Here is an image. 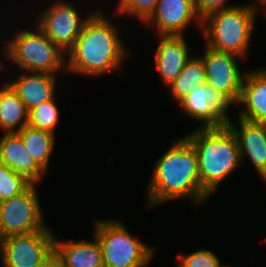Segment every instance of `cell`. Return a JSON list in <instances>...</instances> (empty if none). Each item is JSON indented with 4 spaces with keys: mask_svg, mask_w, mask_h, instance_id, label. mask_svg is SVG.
Wrapping results in <instances>:
<instances>
[{
    "mask_svg": "<svg viewBox=\"0 0 266 267\" xmlns=\"http://www.w3.org/2000/svg\"><path fill=\"white\" fill-rule=\"evenodd\" d=\"M152 171L147 206L184 197L199 206L210 197L200 185L197 152L185 137L158 158Z\"/></svg>",
    "mask_w": 266,
    "mask_h": 267,
    "instance_id": "obj_1",
    "label": "cell"
},
{
    "mask_svg": "<svg viewBox=\"0 0 266 267\" xmlns=\"http://www.w3.org/2000/svg\"><path fill=\"white\" fill-rule=\"evenodd\" d=\"M101 11L93 12L83 25L74 46L66 53V70L83 76H101L119 71L126 47L112 24Z\"/></svg>",
    "mask_w": 266,
    "mask_h": 267,
    "instance_id": "obj_2",
    "label": "cell"
},
{
    "mask_svg": "<svg viewBox=\"0 0 266 267\" xmlns=\"http://www.w3.org/2000/svg\"><path fill=\"white\" fill-rule=\"evenodd\" d=\"M198 155L201 188L210 196L241 164L237 138L228 127H199L185 136Z\"/></svg>",
    "mask_w": 266,
    "mask_h": 267,
    "instance_id": "obj_3",
    "label": "cell"
},
{
    "mask_svg": "<svg viewBox=\"0 0 266 267\" xmlns=\"http://www.w3.org/2000/svg\"><path fill=\"white\" fill-rule=\"evenodd\" d=\"M254 4V5H253ZM236 5L217 10L202 19L205 45L244 58L247 55L258 4Z\"/></svg>",
    "mask_w": 266,
    "mask_h": 267,
    "instance_id": "obj_4",
    "label": "cell"
},
{
    "mask_svg": "<svg viewBox=\"0 0 266 267\" xmlns=\"http://www.w3.org/2000/svg\"><path fill=\"white\" fill-rule=\"evenodd\" d=\"M5 56L21 70L56 74L66 69V53L54 44L37 26L36 32L20 30L9 40Z\"/></svg>",
    "mask_w": 266,
    "mask_h": 267,
    "instance_id": "obj_5",
    "label": "cell"
},
{
    "mask_svg": "<svg viewBox=\"0 0 266 267\" xmlns=\"http://www.w3.org/2000/svg\"><path fill=\"white\" fill-rule=\"evenodd\" d=\"M104 267H147L155 249L135 239L119 220L97 221Z\"/></svg>",
    "mask_w": 266,
    "mask_h": 267,
    "instance_id": "obj_6",
    "label": "cell"
},
{
    "mask_svg": "<svg viewBox=\"0 0 266 267\" xmlns=\"http://www.w3.org/2000/svg\"><path fill=\"white\" fill-rule=\"evenodd\" d=\"M37 183H31L18 195L0 202V239L42 230L43 222Z\"/></svg>",
    "mask_w": 266,
    "mask_h": 267,
    "instance_id": "obj_7",
    "label": "cell"
},
{
    "mask_svg": "<svg viewBox=\"0 0 266 267\" xmlns=\"http://www.w3.org/2000/svg\"><path fill=\"white\" fill-rule=\"evenodd\" d=\"M54 233L46 226L27 234L0 239L4 267H38L54 249Z\"/></svg>",
    "mask_w": 266,
    "mask_h": 267,
    "instance_id": "obj_8",
    "label": "cell"
},
{
    "mask_svg": "<svg viewBox=\"0 0 266 267\" xmlns=\"http://www.w3.org/2000/svg\"><path fill=\"white\" fill-rule=\"evenodd\" d=\"M38 16V26L45 35L62 51L67 53L75 44L86 19L80 18L74 5L68 2L55 1Z\"/></svg>",
    "mask_w": 266,
    "mask_h": 267,
    "instance_id": "obj_9",
    "label": "cell"
},
{
    "mask_svg": "<svg viewBox=\"0 0 266 267\" xmlns=\"http://www.w3.org/2000/svg\"><path fill=\"white\" fill-rule=\"evenodd\" d=\"M183 110L197 121L200 127H225L231 121L228 109L235 104L227 95L207 83L197 86L178 102Z\"/></svg>",
    "mask_w": 266,
    "mask_h": 267,
    "instance_id": "obj_10",
    "label": "cell"
},
{
    "mask_svg": "<svg viewBox=\"0 0 266 267\" xmlns=\"http://www.w3.org/2000/svg\"><path fill=\"white\" fill-rule=\"evenodd\" d=\"M205 48V54L200 58L205 66L206 83L227 95L237 104L245 75V72L241 73L238 67V55L216 51L208 46Z\"/></svg>",
    "mask_w": 266,
    "mask_h": 267,
    "instance_id": "obj_11",
    "label": "cell"
},
{
    "mask_svg": "<svg viewBox=\"0 0 266 267\" xmlns=\"http://www.w3.org/2000/svg\"><path fill=\"white\" fill-rule=\"evenodd\" d=\"M196 19L202 20L194 7V0H159L150 17L144 22L154 24L158 35H183V30Z\"/></svg>",
    "mask_w": 266,
    "mask_h": 267,
    "instance_id": "obj_12",
    "label": "cell"
},
{
    "mask_svg": "<svg viewBox=\"0 0 266 267\" xmlns=\"http://www.w3.org/2000/svg\"><path fill=\"white\" fill-rule=\"evenodd\" d=\"M238 118L240 129L232 121L227 126L237 138L241 160L243 162L246 155L260 178L266 182V124Z\"/></svg>",
    "mask_w": 266,
    "mask_h": 267,
    "instance_id": "obj_13",
    "label": "cell"
},
{
    "mask_svg": "<svg viewBox=\"0 0 266 267\" xmlns=\"http://www.w3.org/2000/svg\"><path fill=\"white\" fill-rule=\"evenodd\" d=\"M0 163L23 175L31 183L42 179L46 171L25 148L16 132L5 133L0 138Z\"/></svg>",
    "mask_w": 266,
    "mask_h": 267,
    "instance_id": "obj_14",
    "label": "cell"
},
{
    "mask_svg": "<svg viewBox=\"0 0 266 267\" xmlns=\"http://www.w3.org/2000/svg\"><path fill=\"white\" fill-rule=\"evenodd\" d=\"M159 37L155 58L156 67L165 85L169 86L192 56L189 55L184 35H160Z\"/></svg>",
    "mask_w": 266,
    "mask_h": 267,
    "instance_id": "obj_15",
    "label": "cell"
},
{
    "mask_svg": "<svg viewBox=\"0 0 266 267\" xmlns=\"http://www.w3.org/2000/svg\"><path fill=\"white\" fill-rule=\"evenodd\" d=\"M237 104H244L245 110L239 117L247 121L266 124V69L245 72L241 95Z\"/></svg>",
    "mask_w": 266,
    "mask_h": 267,
    "instance_id": "obj_16",
    "label": "cell"
},
{
    "mask_svg": "<svg viewBox=\"0 0 266 267\" xmlns=\"http://www.w3.org/2000/svg\"><path fill=\"white\" fill-rule=\"evenodd\" d=\"M18 76V79L8 82V84L18 94L27 111L55 96L56 75L29 72V74Z\"/></svg>",
    "mask_w": 266,
    "mask_h": 267,
    "instance_id": "obj_17",
    "label": "cell"
},
{
    "mask_svg": "<svg viewBox=\"0 0 266 267\" xmlns=\"http://www.w3.org/2000/svg\"><path fill=\"white\" fill-rule=\"evenodd\" d=\"M94 241H59L54 239V249L60 255L64 267H104L101 244Z\"/></svg>",
    "mask_w": 266,
    "mask_h": 267,
    "instance_id": "obj_18",
    "label": "cell"
},
{
    "mask_svg": "<svg viewBox=\"0 0 266 267\" xmlns=\"http://www.w3.org/2000/svg\"><path fill=\"white\" fill-rule=\"evenodd\" d=\"M27 125L28 111L24 103L8 83L3 84L0 89V128L11 133Z\"/></svg>",
    "mask_w": 266,
    "mask_h": 267,
    "instance_id": "obj_19",
    "label": "cell"
},
{
    "mask_svg": "<svg viewBox=\"0 0 266 267\" xmlns=\"http://www.w3.org/2000/svg\"><path fill=\"white\" fill-rule=\"evenodd\" d=\"M28 153L47 171L48 161L55 144V133L35 129L29 125L16 132Z\"/></svg>",
    "mask_w": 266,
    "mask_h": 267,
    "instance_id": "obj_20",
    "label": "cell"
},
{
    "mask_svg": "<svg viewBox=\"0 0 266 267\" xmlns=\"http://www.w3.org/2000/svg\"><path fill=\"white\" fill-rule=\"evenodd\" d=\"M203 84H206L204 63L200 57H192L169 87L172 98L178 103L194 88Z\"/></svg>",
    "mask_w": 266,
    "mask_h": 267,
    "instance_id": "obj_21",
    "label": "cell"
},
{
    "mask_svg": "<svg viewBox=\"0 0 266 267\" xmlns=\"http://www.w3.org/2000/svg\"><path fill=\"white\" fill-rule=\"evenodd\" d=\"M54 99L55 96L28 111L29 126L54 133L59 121V109Z\"/></svg>",
    "mask_w": 266,
    "mask_h": 267,
    "instance_id": "obj_22",
    "label": "cell"
},
{
    "mask_svg": "<svg viewBox=\"0 0 266 267\" xmlns=\"http://www.w3.org/2000/svg\"><path fill=\"white\" fill-rule=\"evenodd\" d=\"M30 184L23 175L0 163V202L18 195Z\"/></svg>",
    "mask_w": 266,
    "mask_h": 267,
    "instance_id": "obj_23",
    "label": "cell"
},
{
    "mask_svg": "<svg viewBox=\"0 0 266 267\" xmlns=\"http://www.w3.org/2000/svg\"><path fill=\"white\" fill-rule=\"evenodd\" d=\"M159 0H119L118 13L133 15L144 23L153 13Z\"/></svg>",
    "mask_w": 266,
    "mask_h": 267,
    "instance_id": "obj_24",
    "label": "cell"
},
{
    "mask_svg": "<svg viewBox=\"0 0 266 267\" xmlns=\"http://www.w3.org/2000/svg\"><path fill=\"white\" fill-rule=\"evenodd\" d=\"M180 264L178 267H227L220 263L219 258L210 250H198L191 254L179 255Z\"/></svg>",
    "mask_w": 266,
    "mask_h": 267,
    "instance_id": "obj_25",
    "label": "cell"
},
{
    "mask_svg": "<svg viewBox=\"0 0 266 267\" xmlns=\"http://www.w3.org/2000/svg\"><path fill=\"white\" fill-rule=\"evenodd\" d=\"M224 4H226V0H194L195 10L201 20L211 12L236 6H226Z\"/></svg>",
    "mask_w": 266,
    "mask_h": 267,
    "instance_id": "obj_26",
    "label": "cell"
},
{
    "mask_svg": "<svg viewBox=\"0 0 266 267\" xmlns=\"http://www.w3.org/2000/svg\"><path fill=\"white\" fill-rule=\"evenodd\" d=\"M38 267H64V264L60 255L53 249Z\"/></svg>",
    "mask_w": 266,
    "mask_h": 267,
    "instance_id": "obj_27",
    "label": "cell"
},
{
    "mask_svg": "<svg viewBox=\"0 0 266 267\" xmlns=\"http://www.w3.org/2000/svg\"><path fill=\"white\" fill-rule=\"evenodd\" d=\"M256 1H258V3L260 4V6H262V8H263V6L265 7L266 6V0H256ZM264 11H265V13H266V8H264ZM266 15V14H265Z\"/></svg>",
    "mask_w": 266,
    "mask_h": 267,
    "instance_id": "obj_28",
    "label": "cell"
}]
</instances>
